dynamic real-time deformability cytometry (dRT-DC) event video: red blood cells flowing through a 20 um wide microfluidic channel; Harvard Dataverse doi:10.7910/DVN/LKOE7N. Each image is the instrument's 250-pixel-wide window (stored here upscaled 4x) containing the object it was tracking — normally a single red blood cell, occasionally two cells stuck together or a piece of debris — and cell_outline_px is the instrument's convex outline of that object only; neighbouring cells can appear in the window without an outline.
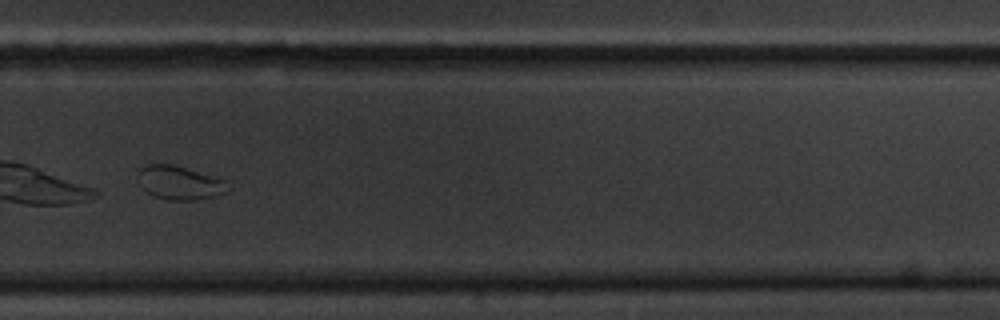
{"species": "common noctule bat (a hibernating species)", "species_latin": "Nyctalus noctula", "temperature_condition": "cold", "stored_images_in_passage": 48, "camera_frame_rate_fps": 3000, "um_per_image_px": 0.085, "animal": {"sex": "male", "body_mass_g": 20.1, "forearm_length_mm": 53.5}, "frame": {"image": 1, "passage_image": 35, "time_ms": 11.333, "image_size_px": [1000, 320], "cell_outline_px": [[232, 188], [216, 196], [196, 200], [168, 200], [156, 196], [140, 188], [136, 180], [136, 172], [144, 164], [172, 164], [224, 180]], "centroid_in_image_um": [15.19, 15.53], "position_along_channel_um": 314.6, "area_um2": 17.8}, "authors_computed_cell_mechanics": {"area_um2": 18.7561, "velocity_mm_per_s": 3.3745, "shape_relaxation_time_tau1_ms": 5.241, "shape_relaxation_time_tau2_ms": null, "deformation_change_tau1": 0.1003, "deformation_change_tau2": null}}